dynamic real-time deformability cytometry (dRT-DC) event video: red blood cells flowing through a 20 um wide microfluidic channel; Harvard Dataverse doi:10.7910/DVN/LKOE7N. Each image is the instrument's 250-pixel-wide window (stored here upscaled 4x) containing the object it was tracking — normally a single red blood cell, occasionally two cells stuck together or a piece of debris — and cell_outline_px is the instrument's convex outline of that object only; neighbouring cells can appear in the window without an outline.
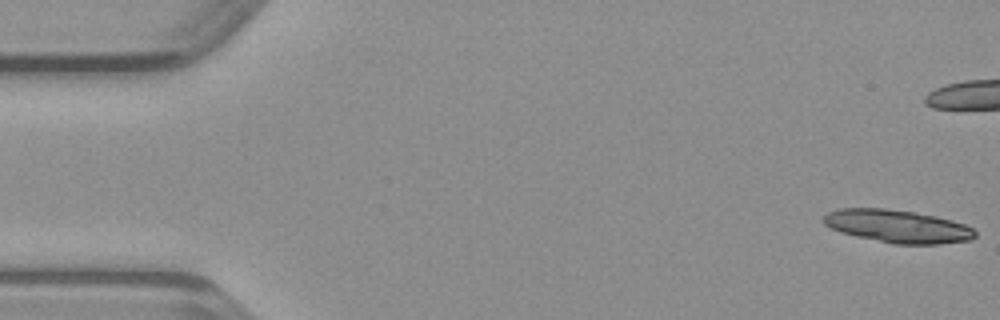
{"species": "common noctule bat (a hibernating species)", "species_latin": "Nyctalus noctula", "temperature_condition": "warm", "stored_images_in_passage": 49, "camera_frame_rate_fps": 3000, "um_per_image_px": 0.085, "animal": {"sex": "male", "body_mass_g": 23.1, "forearm_length_mm": 52.7}, "frame": {"image": 1, "passage_image": 1, "time_ms": 0.0, "image_size_px": [1000, 320], "cell_outline_px": [[976, 236], [972, 240], [940, 244], [892, 244], [856, 236], [840, 232], [824, 224], [820, 220], [828, 212], [840, 208], [884, 208], [912, 212], [936, 216], [952, 220], [964, 224], [972, 228], [976, 232]], "centroid_in_image_um": [76.29, 19.24], "position_along_channel_um": 8.7, "area_um2": 29.13}}